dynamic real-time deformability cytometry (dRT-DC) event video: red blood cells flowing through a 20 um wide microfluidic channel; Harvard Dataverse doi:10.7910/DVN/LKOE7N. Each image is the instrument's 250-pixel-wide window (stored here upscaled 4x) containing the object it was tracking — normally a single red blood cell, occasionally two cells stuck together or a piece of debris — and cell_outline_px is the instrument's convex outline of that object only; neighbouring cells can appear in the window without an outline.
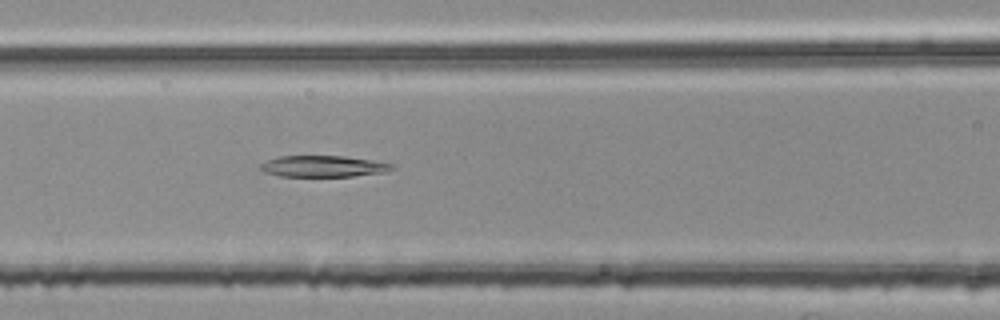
{"species": "common noctule bat (a hibernating species)", "species_latin": "Nyctalus noctula", "temperature_condition": "room temperature", "stored_images_in_passage": 47, "segment_of_instrument_passage": [2, 2], "camera_frame_rate_fps": 3000, "um_per_image_px": 0.085, "animal": {"sex": "female", "body_mass_g": 25.1}, "frame": {"image": 1, "passage_image": 22, "time_ms": 7.0, "image_size_px": [1000, 320], "cell_outline_px": [[396, 168], [388, 172], [352, 176], [280, 176], [264, 172], [260, 168], [260, 164], [276, 156], [344, 156], [392, 164]], "centroid_in_image_um": [27.47, 14.14], "position_along_channel_um": 139.1, "area_um2": 16.24}}
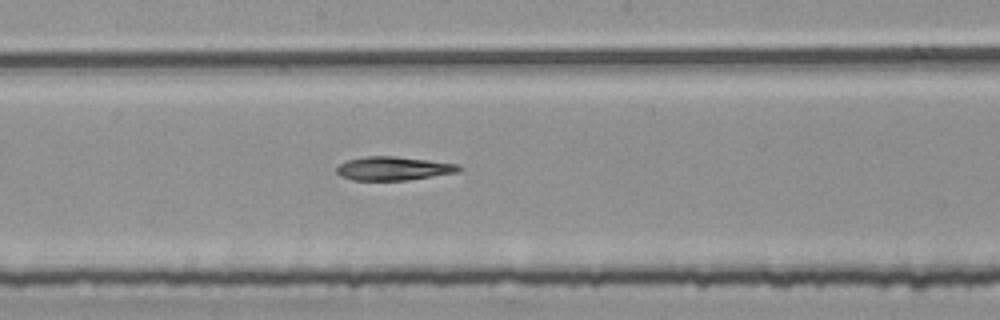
{"frame": {"image": 2, "passage_image": 28, "time_ms": 9.0, "image_size_px": [1000, 320], "cell_outline_px": [[464, 168], [460, 172], [408, 180], [352, 180], [340, 176], [336, 172], [336, 168], [340, 164], [348, 160], [368, 156], [392, 156], [428, 160], [460, 164]], "centroid_in_image_um": [33.49, 14.32], "position_along_channel_um": 214.7, "area_um2": 16.94}}
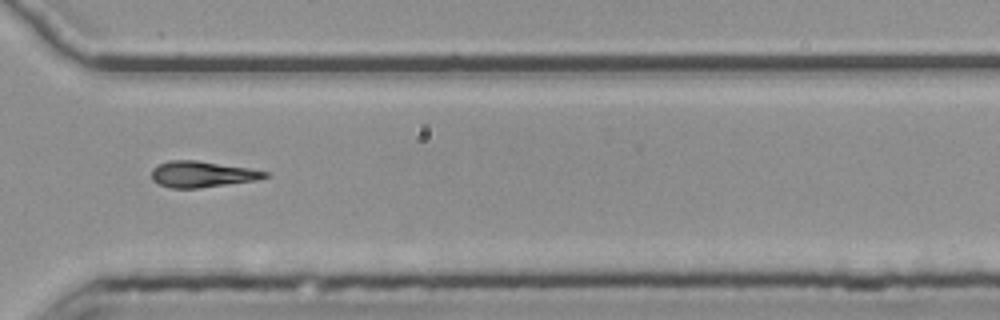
{"frame": {"image": 3, "passage_image": 39, "time_ms": 12.667, "image_size_px": [1000, 320], "cell_outline_px": [[268, 176], [256, 180], [200, 188], [168, 188], [152, 180], [152, 168], [168, 160], [196, 160], [248, 168], [268, 172]], "centroid_in_image_um": [17.14, 14.81], "position_along_channel_um": 353.5, "area_um2": 17.11}}